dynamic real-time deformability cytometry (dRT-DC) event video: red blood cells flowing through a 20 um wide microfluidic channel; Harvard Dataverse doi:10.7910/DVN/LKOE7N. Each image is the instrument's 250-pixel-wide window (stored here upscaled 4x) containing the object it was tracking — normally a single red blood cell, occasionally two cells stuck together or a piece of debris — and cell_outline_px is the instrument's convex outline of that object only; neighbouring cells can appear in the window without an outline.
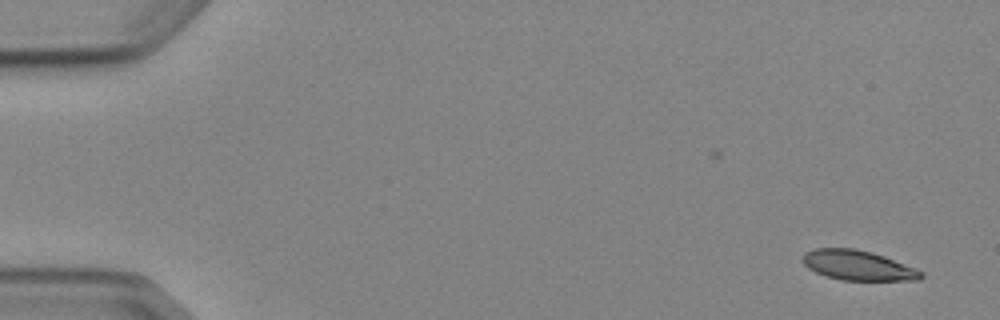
{"species": "Egyptian fruit bat (a non-hibernating species)", "species_latin": "Rousettus aegyptiacus", "temperature_condition": "cold", "stored_images_in_passage": 2, "camera_frame_rate_fps": 3000, "um_per_image_px": 0.085, "animal": {"sex": "female"}, "frame": {"image": 1, "passage_image": 2, "time_ms": 1.333, "image_size_px": [1000, 320], "cell_outline_px": [[924, 276], [920, 280], [840, 280], [816, 272], [808, 268], [800, 260], [800, 256], [804, 252], [816, 248], [856, 248], [872, 252], [884, 256], [916, 268], [924, 272]], "centroid_in_image_um": [72.91, 22.54], "position_along_channel_um": 12.1, "area_um2": 20.81}}